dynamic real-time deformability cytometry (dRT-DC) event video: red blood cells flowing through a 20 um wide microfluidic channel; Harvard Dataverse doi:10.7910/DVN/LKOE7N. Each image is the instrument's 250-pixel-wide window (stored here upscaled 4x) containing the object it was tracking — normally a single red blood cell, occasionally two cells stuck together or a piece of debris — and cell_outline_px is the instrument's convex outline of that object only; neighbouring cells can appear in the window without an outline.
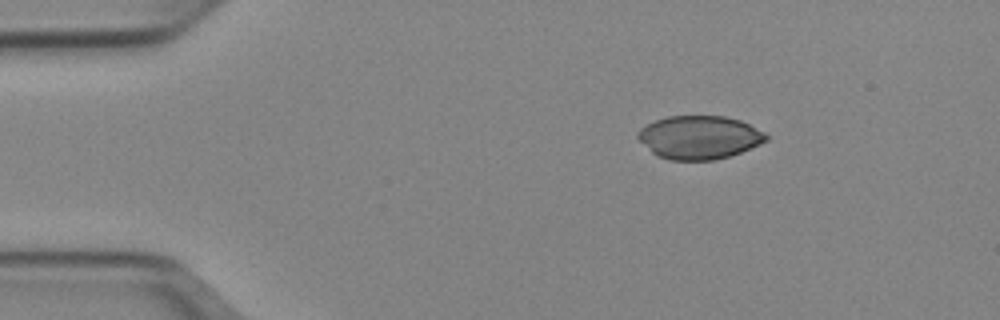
{"species": "Egyptian fruit bat (a non-hibernating species)", "species_latin": "Rousettus aegyptiacus", "temperature_condition": "cold", "stored_images_in_passage": 44, "camera_frame_rate_fps": 3000, "um_per_image_px": 0.085, "animal": {"sex": "female"}, "frame": {"image": 1, "passage_image": 1, "time_ms": 0.0, "image_size_px": [1000, 320], "cell_outline_px": [[768, 140], [760, 144], [740, 152], [716, 160], [668, 160], [656, 156], [636, 136], [636, 132], [640, 128], [656, 120], [668, 116], [724, 116], [740, 120], [764, 132], [768, 136]], "centroid_in_image_um": [59.43, 11.68], "position_along_channel_um": 25.6, "area_um2": 32.31}}
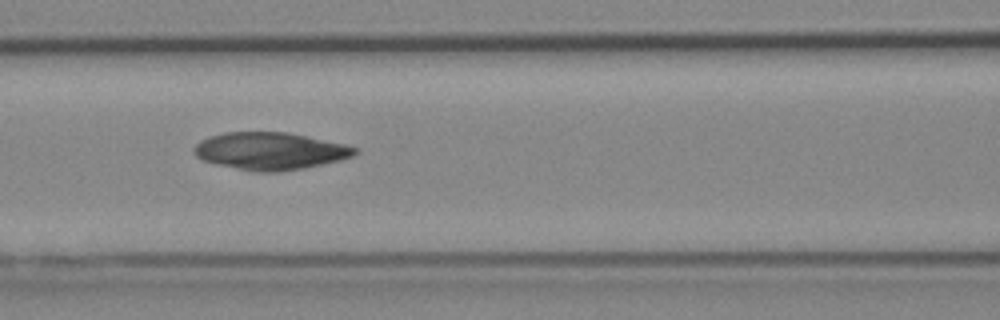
{"frame": {"image": 2, "passage_image": 15, "time_ms": 4.667, "image_size_px": [1000, 320], "cell_outline_px": [[360, 152], [352, 156], [340, 160], [304, 168], [280, 172], [256, 172], [216, 164], [204, 160], [196, 156], [192, 152], [192, 148], [200, 140], [208, 136], [224, 132], [284, 132], [344, 144], [360, 148]], "centroid_in_image_um": [22.94, 12.84], "position_along_channel_um": 143.7, "area_um2": 35.03}}
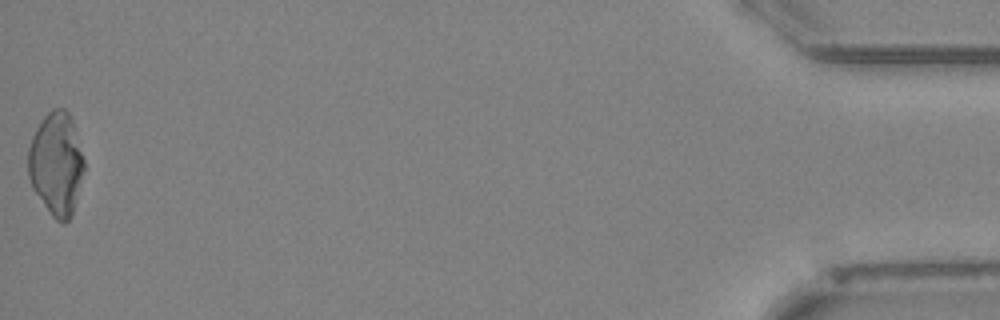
{"frame": {"image": 3, "passage_image": 44, "time_ms": 14.333, "image_size_px": [1000, 320], "cell_outline_px": [[84, 168], [72, 216], [64, 224], [56, 220], [52, 216], [32, 188], [28, 176], [28, 148], [32, 136], [36, 128], [44, 116], [52, 108], [64, 108], [68, 112], [72, 120], [84, 160]], "centroid_in_image_um": [4.77, 13.92], "position_along_channel_um": 430.4, "area_um2": 33.47}}